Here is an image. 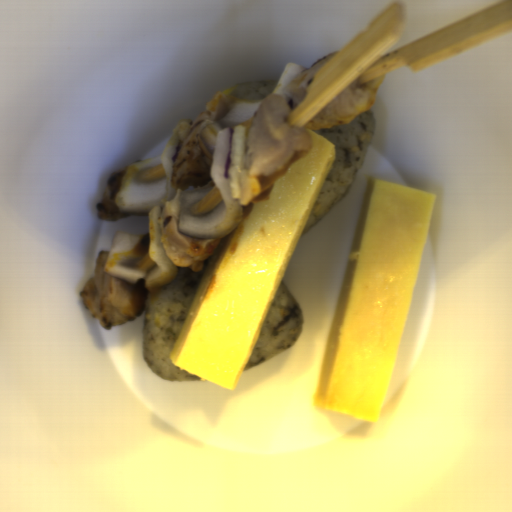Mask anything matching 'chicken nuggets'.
Segmentation results:
<instances>
[{
    "instance_id": "1",
    "label": "chicken nuggets",
    "mask_w": 512,
    "mask_h": 512,
    "mask_svg": "<svg viewBox=\"0 0 512 512\" xmlns=\"http://www.w3.org/2000/svg\"><path fill=\"white\" fill-rule=\"evenodd\" d=\"M289 103L279 94L261 100L256 113L243 122L245 144L238 167L240 198L243 207L260 195V176L283 169L295 152H306L313 141L306 128L287 124Z\"/></svg>"
},
{
    "instance_id": "2",
    "label": "chicken nuggets",
    "mask_w": 512,
    "mask_h": 512,
    "mask_svg": "<svg viewBox=\"0 0 512 512\" xmlns=\"http://www.w3.org/2000/svg\"><path fill=\"white\" fill-rule=\"evenodd\" d=\"M192 123L191 118L181 119L168 141L169 145L180 142V146L171 175L176 194L163 206L160 238L168 258L177 269L189 268L197 272L203 269L204 262L215 253L221 238H195L179 230L182 192L187 187L198 189L212 180L210 170L213 155L201 136L197 134L188 138Z\"/></svg>"
},
{
    "instance_id": "3",
    "label": "chicken nuggets",
    "mask_w": 512,
    "mask_h": 512,
    "mask_svg": "<svg viewBox=\"0 0 512 512\" xmlns=\"http://www.w3.org/2000/svg\"><path fill=\"white\" fill-rule=\"evenodd\" d=\"M110 252L100 250L97 253L94 271L80 291L85 308L106 330L138 318L150 294L142 279L129 284L104 272Z\"/></svg>"
},
{
    "instance_id": "4",
    "label": "chicken nuggets",
    "mask_w": 512,
    "mask_h": 512,
    "mask_svg": "<svg viewBox=\"0 0 512 512\" xmlns=\"http://www.w3.org/2000/svg\"><path fill=\"white\" fill-rule=\"evenodd\" d=\"M384 80L381 76L364 86H358L359 80L354 81L310 119L306 123L307 128L314 131L332 128L356 119L371 109Z\"/></svg>"
},
{
    "instance_id": "5",
    "label": "chicken nuggets",
    "mask_w": 512,
    "mask_h": 512,
    "mask_svg": "<svg viewBox=\"0 0 512 512\" xmlns=\"http://www.w3.org/2000/svg\"><path fill=\"white\" fill-rule=\"evenodd\" d=\"M125 174L126 167L120 168L109 175L106 180L102 198L100 202H97L95 205L99 219L114 223L121 218L130 216L129 214L122 212L116 204V196L122 186V179Z\"/></svg>"
},
{
    "instance_id": "6",
    "label": "chicken nuggets",
    "mask_w": 512,
    "mask_h": 512,
    "mask_svg": "<svg viewBox=\"0 0 512 512\" xmlns=\"http://www.w3.org/2000/svg\"><path fill=\"white\" fill-rule=\"evenodd\" d=\"M339 52V51H338ZM338 52L331 53L327 57L323 58L309 69L305 70L298 76L292 79L287 86L286 91L291 97V104L293 109L297 108L307 94V88L310 82L314 79L315 73L320 70L334 55Z\"/></svg>"
}]
</instances>
